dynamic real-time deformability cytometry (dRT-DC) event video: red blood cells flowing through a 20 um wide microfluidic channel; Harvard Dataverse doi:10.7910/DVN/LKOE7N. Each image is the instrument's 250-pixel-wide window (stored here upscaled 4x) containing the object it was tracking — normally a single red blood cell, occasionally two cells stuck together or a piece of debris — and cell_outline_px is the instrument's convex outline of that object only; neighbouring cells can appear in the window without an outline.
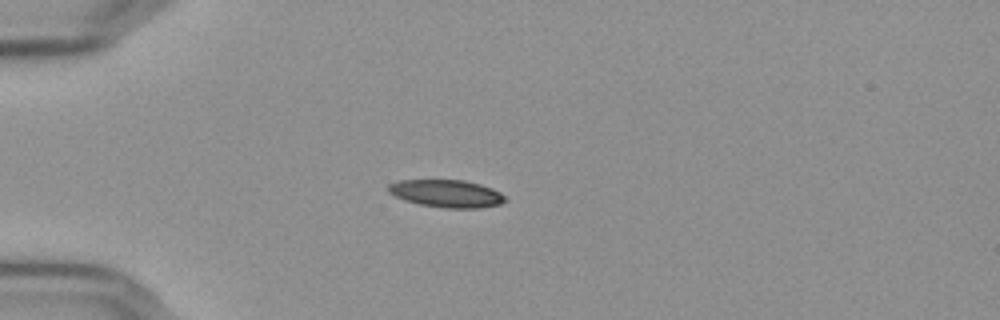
{"species": "Egyptian fruit bat (a non-hibernating species)", "species_latin": "Rousettus aegyptiacus", "temperature_condition": "cold", "stored_images_in_passage": 42, "camera_frame_rate_fps": 3000, "um_per_image_px": 0.085, "frame": {"image": 1, "passage_image": 1, "time_ms": 0.0, "image_size_px": [1000, 320], "cell_outline_px": [[504, 200], [500, 204], [480, 208], [444, 208], [420, 204], [404, 200], [388, 192], [388, 184], [400, 180], [464, 180], [480, 184], [492, 188], [500, 192], [504, 196]], "centroid_in_image_um": [37.94, 16.45], "position_along_channel_um": 47.1, "area_um2": 18.67}}
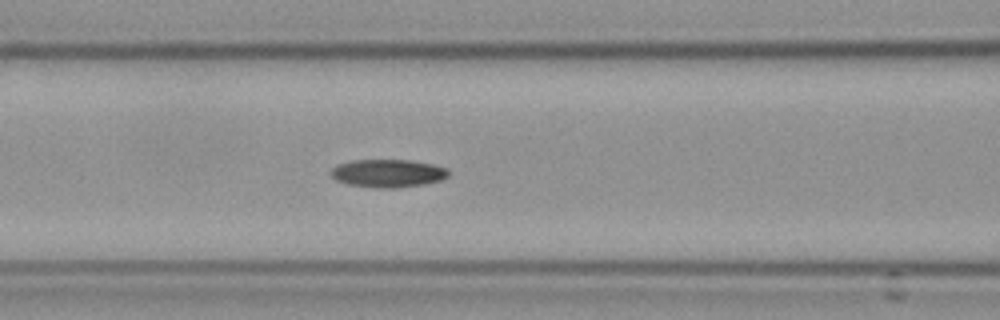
{"frame": {"image": 2, "passage_image": 10, "time_ms": 3.0, "image_size_px": [1000, 320], "cell_outline_px": [[448, 176], [440, 180], [424, 184], [396, 188], [376, 188], [348, 184], [336, 180], [328, 172], [336, 164], [352, 160], [412, 160], [432, 164], [448, 168]], "centroid_in_image_um": [32.94, 14.72], "position_along_channel_um": 133.7, "area_um2": 19.31}}
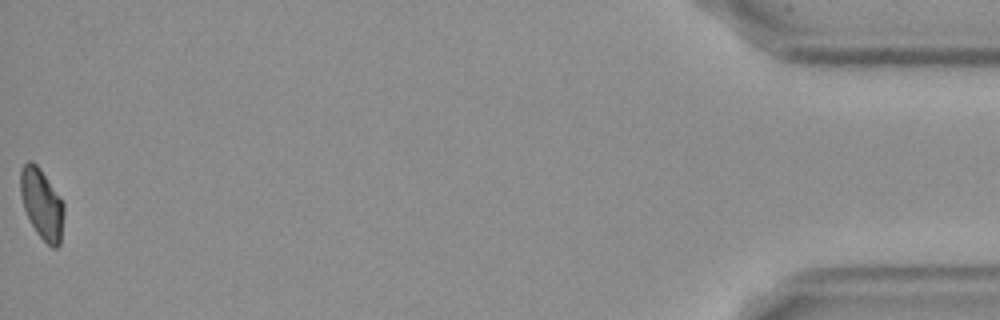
{"frame": {"image": 3, "passage_image": 42, "time_ms": 13.667, "image_size_px": [1000, 320], "cell_outline_px": [[64, 212], [60, 244], [56, 248], [52, 248], [36, 232], [24, 208], [20, 192], [20, 168], [28, 160], [32, 160], [40, 168], [64, 204]], "centroid_in_image_um": [3.55, 17.31], "position_along_channel_um": 431.7, "area_um2": 17.63}, "authors_computed_cell_mechanics": {"area_um2": 18.785, "velocity_mm_per_s": 3.6362, "shape_relaxation_time_tau1_ms": 4.663, "shape_relaxation_time_tau2_ms": null, "deformation_change_tau1": 0.1305, "deformation_change_tau2": null}}